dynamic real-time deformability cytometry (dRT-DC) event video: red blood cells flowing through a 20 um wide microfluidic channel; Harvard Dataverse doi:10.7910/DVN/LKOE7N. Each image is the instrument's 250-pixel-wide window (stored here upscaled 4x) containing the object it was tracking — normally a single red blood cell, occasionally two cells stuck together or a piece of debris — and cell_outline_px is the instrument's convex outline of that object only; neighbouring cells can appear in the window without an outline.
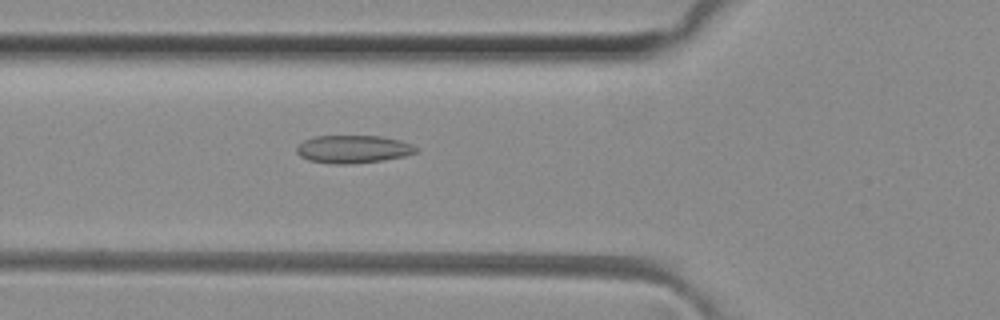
{"species": "common noctule bat (a hibernating species)", "species_latin": "Nyctalus noctula", "temperature_condition": "room temperature", "stored_images_in_passage": 42, "camera_frame_rate_fps": 3000, "um_per_image_px": 0.085, "animal": {"sex": "female", "body_mass_g": 29.2, "forearm_length_mm": 56.3}, "frame": {"image": 1, "passage_image": 10, "time_ms": 3.0, "image_size_px": [1000, 320], "cell_outline_px": [[420, 148], [416, 152], [404, 156], [380, 160], [352, 164], [332, 164], [308, 160], [300, 156], [296, 152], [296, 148], [304, 140], [316, 136], [380, 136], [400, 140], [412, 144]], "centroid_in_image_um": [30.02, 12.68], "position_along_channel_um": 95.8, "area_um2": 19.36}}
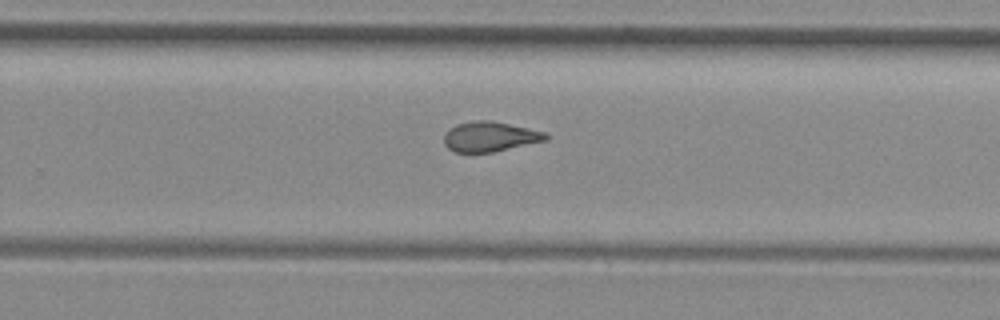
{"frame": {"image": 2, "passage_image": 24, "time_ms": 7.667, "image_size_px": [1000, 320], "cell_outline_px": [[548, 140], [492, 152], [456, 152], [448, 148], [444, 144], [444, 132], [448, 128], [456, 124], [472, 120], [492, 120], [528, 128], [544, 132], [548, 136]], "centroid_in_image_um": [41.6, 11.6], "position_along_channel_um": 288.2, "area_um2": 17.86}}
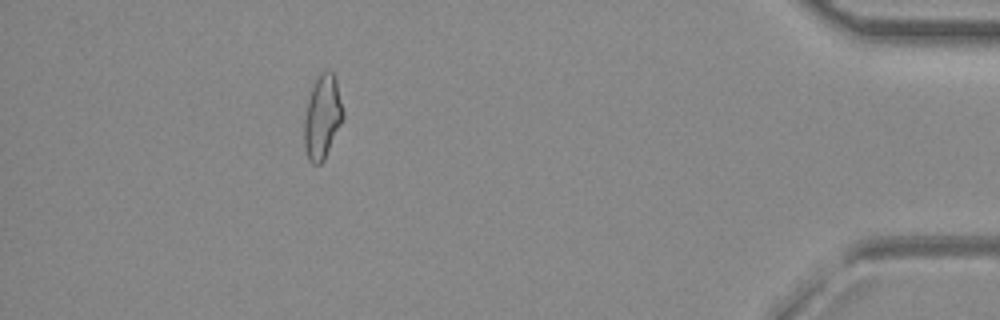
{"frame": {"image": 3, "passage_image": 37, "time_ms": 12.0, "image_size_px": [1000, 320], "cell_outline_px": [[344, 120], [324, 160], [320, 164], [312, 164], [308, 160], [304, 148], [304, 120], [308, 100], [316, 76], [328, 68], [336, 76], [344, 112]], "centroid_in_image_um": [27.42, 9.94], "position_along_channel_um": 407.8, "area_um2": 19.42}, "authors_computed_cell_mechanics": {"area_um2": 18.6405, "velocity_mm_per_s": 4.1296, "shape_relaxation_time_tau1_ms": null, "shape_relaxation_time_tau2_ms": 1.7923, "deformation_change_tau1": null, "deformation_change_tau2": 0.0812}}